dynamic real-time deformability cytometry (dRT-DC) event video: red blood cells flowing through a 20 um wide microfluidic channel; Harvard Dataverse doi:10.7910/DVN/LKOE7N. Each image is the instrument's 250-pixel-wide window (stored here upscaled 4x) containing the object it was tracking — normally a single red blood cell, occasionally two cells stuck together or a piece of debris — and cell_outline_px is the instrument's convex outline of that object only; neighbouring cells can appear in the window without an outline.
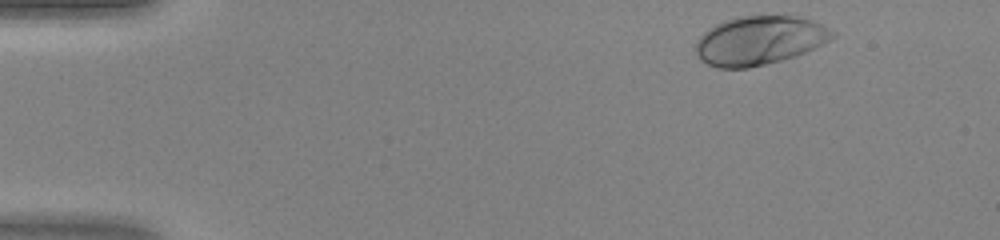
{"species": "human", "species_latin": "Homo sapiens", "temperature_condition": "warm", "stored_images_in_passage": 37, "camera_frame_rate_fps": 3000, "um_per_image_px": 0.085, "donor": {"sex": "female"}, "frame": {"image": 1, "passage_image": 1, "time_ms": 0.0, "image_size_px": [1000, 240], "cell_outline_px": [[836, 36], [796, 56], [748, 68], [716, 68], [700, 60], [696, 52], [696, 44], [700, 36], [708, 28], [716, 24], [736, 16], [796, 16], [812, 20], [836, 32]], "centroid_in_image_um": [64.52, 3.44], "position_along_channel_um": 20.5, "area_um2": 38.61}}
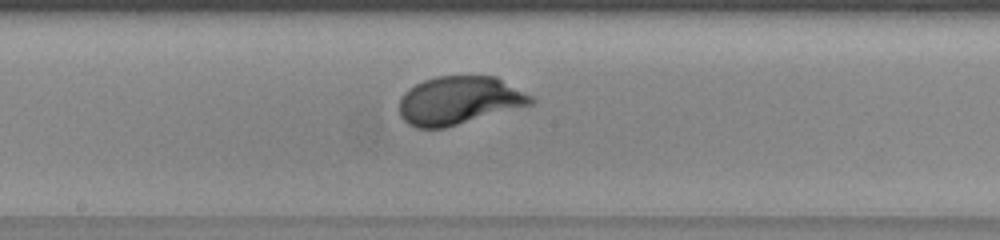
{"frame": {"image": 2, "passage_image": 21, "time_ms": 6.667, "image_size_px": [1000, 240], "cell_outline_px": [[536, 100], [532, 104], [444, 128], [416, 128], [408, 124], [400, 116], [400, 96], [408, 88], [424, 80], [436, 76], [496, 76], [532, 96]], "centroid_in_image_um": [39.0, 8.53], "position_along_channel_um": 209.2, "area_um2": 36.88}}
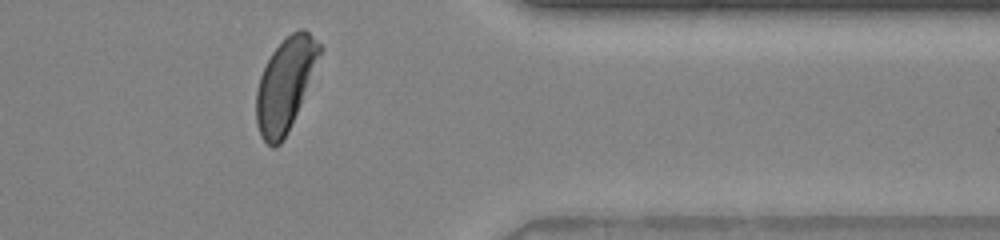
{"frame": {"image": 3, "passage_image": 34, "time_ms": 11.0, "image_size_px": [1000, 240], "cell_outline_px": [[324, 48], [288, 132], [280, 144], [276, 148], [272, 148], [260, 136], [256, 124], [256, 92], [260, 76], [272, 52], [292, 32], [300, 28], [304, 28]], "centroid_in_image_um": [24.24, 7.2], "position_along_channel_um": 387.2, "area_um2": 33.87}}